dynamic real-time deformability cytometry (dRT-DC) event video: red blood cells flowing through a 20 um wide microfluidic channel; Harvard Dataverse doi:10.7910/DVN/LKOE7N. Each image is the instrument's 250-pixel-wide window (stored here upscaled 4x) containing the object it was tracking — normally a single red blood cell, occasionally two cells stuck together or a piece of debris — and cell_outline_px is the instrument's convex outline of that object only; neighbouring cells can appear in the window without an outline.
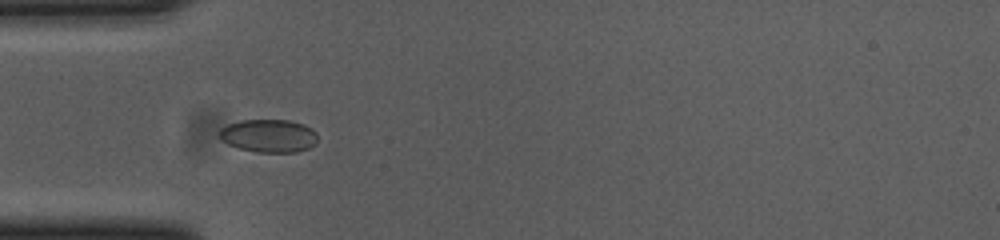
{"species": "common noctule bat (a hibernating species)", "species_latin": "Nyctalus noctula", "temperature_condition": "cold", "stored_images_in_passage": 39, "camera_frame_rate_fps": 3000, "um_per_image_px": 0.085, "animal": {"sex": "female", "body_mass_g": 23.0, "forearm_length_mm": 53.4}, "frame": {"image": 1, "passage_image": 1, "time_ms": 0.0, "image_size_px": [1000, 240], "cell_outline_px": [[316, 144], [308, 148], [296, 152], [256, 152], [240, 148], [228, 144], [216, 132], [220, 128], [228, 124], [240, 120], [288, 120], [304, 124], [312, 128], [316, 132]], "centroid_in_image_um": [22.84, 11.53], "position_along_channel_um": 62.2, "area_um2": 18.96}}
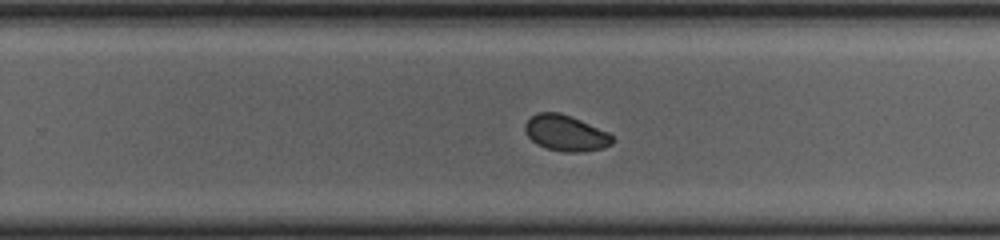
{"frame": {"image": 2, "passage_image": 19, "time_ms": 6.0, "image_size_px": [1000, 240], "cell_outline_px": [[612, 144], [604, 148], [580, 152], [564, 152], [548, 148], [536, 144], [524, 132], [524, 124], [536, 112], [560, 112], [580, 120], [608, 132], [612, 136]], "centroid_in_image_um": [48.06, 11.31], "position_along_channel_um": 281.7, "area_um2": 18.21}}
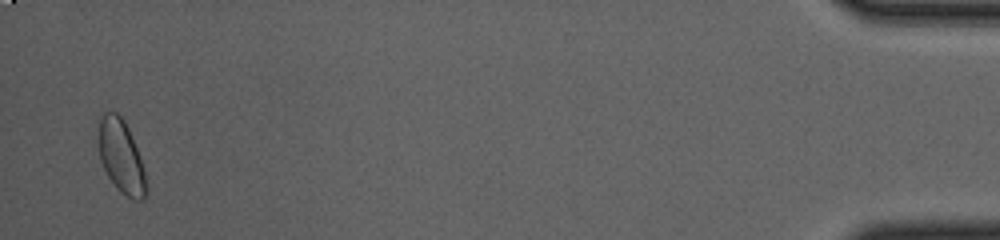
{"frame": {"image": 3, "passage_image": 38, "time_ms": 12.333, "image_size_px": [1000, 240], "cell_outline_px": [[148, 196], [144, 200], [132, 200], [120, 192], [116, 188], [108, 176], [100, 160], [100, 120], [104, 112], [116, 112], [124, 120], [128, 128], [136, 148], [144, 172], [148, 188]], "centroid_in_image_um": [10.34, 13.39], "position_along_channel_um": 424.9, "area_um2": 20.0}, "authors_computed_cell_mechanics": {"area_um2": 18.6116, "velocity_mm_per_s": 3.6777, "shape_relaxation_time_tau1_ms": null, "shape_relaxation_time_tau2_ms": 1.2895, "deformation_change_tau1": null, "deformation_change_tau2": 0.0384}}